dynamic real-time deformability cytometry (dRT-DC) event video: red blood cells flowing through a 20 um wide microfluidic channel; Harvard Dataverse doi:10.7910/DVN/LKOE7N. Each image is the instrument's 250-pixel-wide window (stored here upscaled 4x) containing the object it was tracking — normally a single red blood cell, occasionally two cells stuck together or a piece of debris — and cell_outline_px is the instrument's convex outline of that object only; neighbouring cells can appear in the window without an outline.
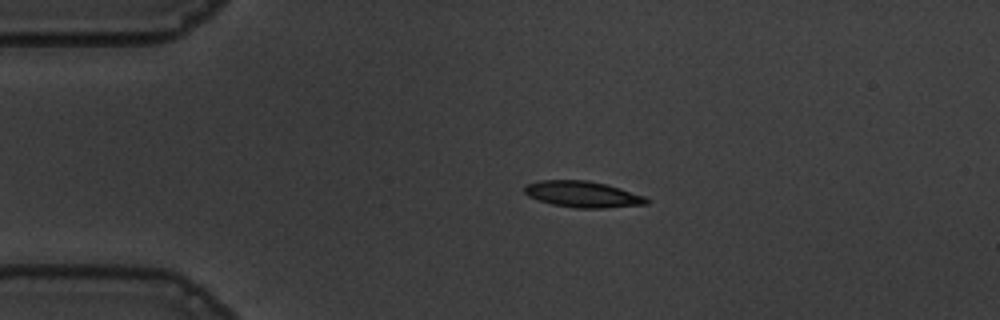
{"species": "common noctule bat (a hibernating species)", "species_latin": "Nyctalus noctula", "temperature_condition": "warm", "stored_images_in_passage": 45, "camera_frame_rate_fps": 3000, "um_per_image_px": 0.085, "animal": {"sex": "male", "body_mass_g": 19.5, "forearm_length_mm": 54.6}, "frame": {"image": 1, "passage_image": 1, "time_ms": 0.0, "image_size_px": [1000, 320], "cell_outline_px": [[652, 200], [648, 204], [600, 208], [576, 208], [552, 204], [528, 196], [524, 192], [524, 184], [540, 180], [588, 180], [620, 188], [644, 196]], "centroid_in_image_um": [49.52, 16.51], "position_along_channel_um": 35.5, "area_um2": 18.61}}
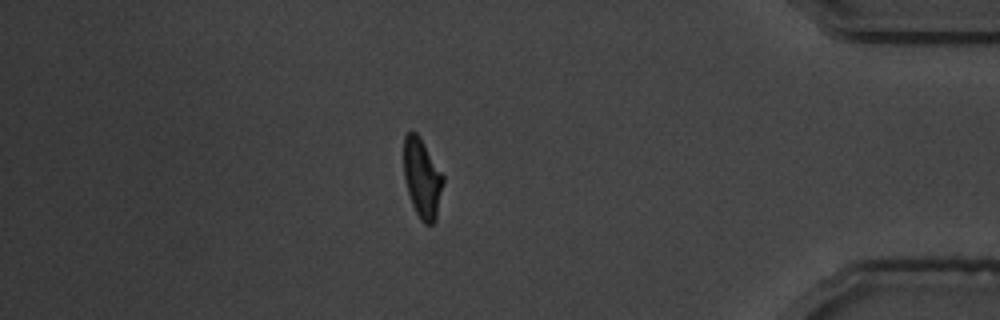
{"frame": {"image": 2, "passage_image": 37, "time_ms": 12.0, "image_size_px": [1000, 320], "cell_outline_px": [[444, 180], [436, 220], [432, 224], [424, 224], [420, 220], [412, 204], [408, 192], [404, 176], [404, 136], [408, 132], [416, 132], [444, 176]], "centroid_in_image_um": [35.88, 15.19], "position_along_channel_um": 399.3, "area_um2": 17.98}}
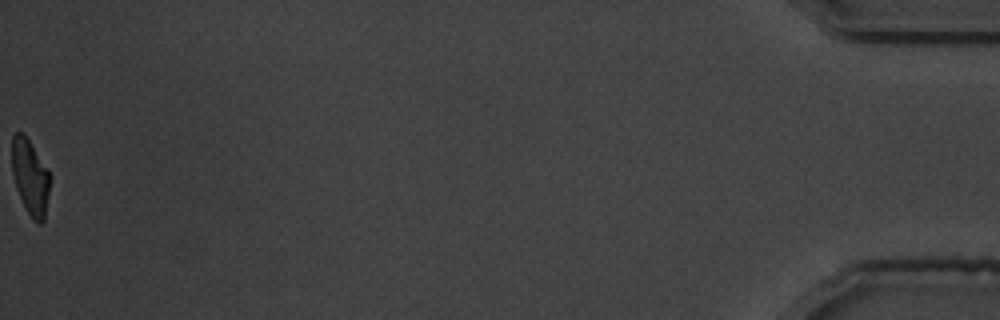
{"frame": {"image": 3, "passage_image": 45, "time_ms": 14.667, "image_size_px": [1000, 320], "cell_outline_px": [[52, 176], [44, 220], [40, 224], [36, 224], [32, 220], [16, 188], [12, 172], [12, 136], [16, 132], [24, 132], [48, 168]], "centroid_in_image_um": [2.6, 15.03], "position_along_channel_um": 432.6, "area_um2": 17.05}, "authors_computed_cell_mechanics": {"area_um2": 18.3804, "velocity_mm_per_s": 3.6524, "shape_relaxation_time_tau1_ms": 3.2629, "shape_relaxation_time_tau2_ms": 2.0841, "deformation_change_tau1": 0.2046, "deformation_change_tau2": 0.1018}}